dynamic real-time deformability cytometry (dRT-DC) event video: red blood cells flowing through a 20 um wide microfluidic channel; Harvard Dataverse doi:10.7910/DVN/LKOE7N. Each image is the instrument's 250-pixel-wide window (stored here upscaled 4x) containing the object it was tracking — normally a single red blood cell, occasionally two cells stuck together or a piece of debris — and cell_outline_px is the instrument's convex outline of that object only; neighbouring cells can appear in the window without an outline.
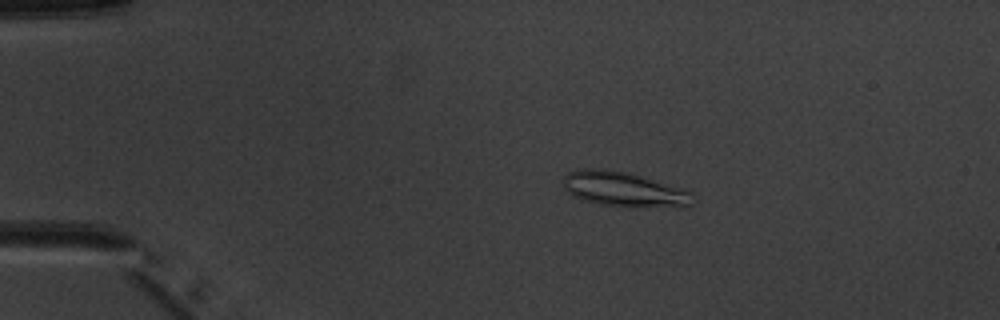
{"species": "common noctule bat (a hibernating species)", "species_latin": "Nyctalus noctula", "temperature_condition": "warm", "stored_images_in_passage": 6, "camera_frame_rate_fps": 3000, "um_per_image_px": 0.085, "animal": {"sex": "male", "body_mass_g": 20.1, "forearm_length_mm": 53.5}, "frame": {"image": 1, "passage_image": 3, "time_ms": 2.333, "image_size_px": [1000, 320], "cell_outline_px": [[692, 204], [688, 208], [680, 208], [600, 204], [584, 200], [572, 196], [564, 188], [564, 176], [568, 172], [580, 168], [592, 168], [628, 172], [680, 188], [692, 192]], "centroid_in_image_um": [53.04, 16.09], "position_along_channel_um": 32.0, "area_um2": 26.01}}
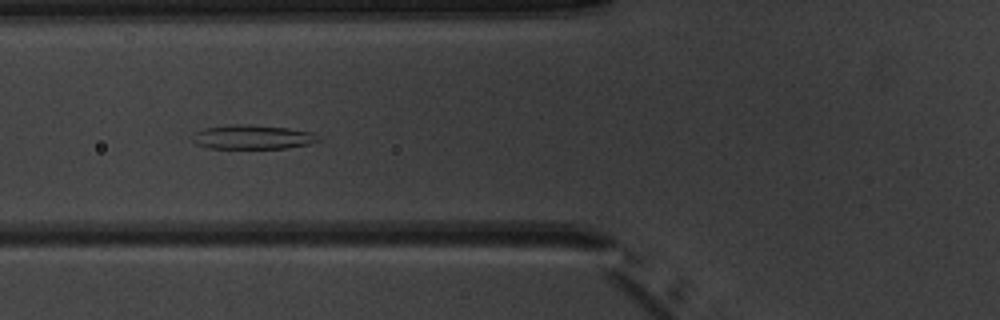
{"frame": {"image": 2, "passage_image": 6, "time_ms": 5.667, "image_size_px": [1000, 320], "cell_outline_px": [[320, 140], [308, 144], [284, 148], [208, 148], [196, 144], [192, 140], [192, 132], [204, 128], [228, 124], [248, 124], [288, 128], [312, 132], [320, 136]], "centroid_in_image_um": [21.42, 11.64], "position_along_channel_um": 104.4, "area_um2": 17.92}}